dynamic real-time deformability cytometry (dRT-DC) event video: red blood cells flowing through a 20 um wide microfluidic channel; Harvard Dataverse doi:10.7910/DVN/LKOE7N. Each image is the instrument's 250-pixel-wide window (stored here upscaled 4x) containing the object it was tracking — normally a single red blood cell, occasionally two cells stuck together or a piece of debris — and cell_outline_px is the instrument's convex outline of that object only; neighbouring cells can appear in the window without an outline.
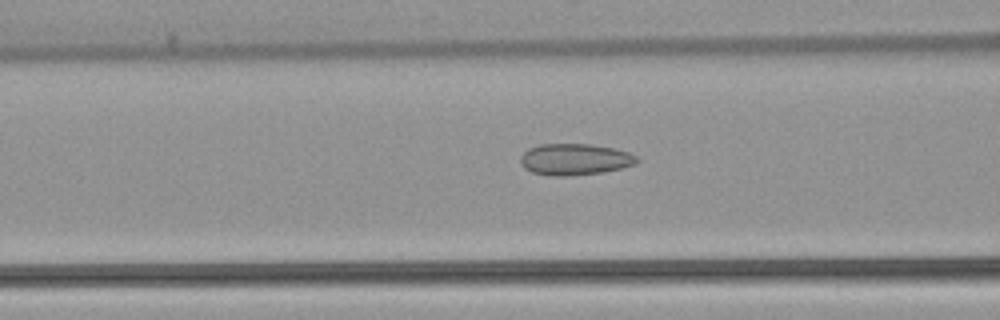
{"species": "common noctule bat (a hibernating species)", "species_latin": "Nyctalus noctula", "temperature_condition": "warm", "stored_images_in_passage": 53, "camera_frame_rate_fps": 3000, "um_per_image_px": 0.085, "animal": {"sex": "female", "body_mass_g": 22.7, "forearm_length_mm": 54.2}, "frame": {"image": 1, "passage_image": 21, "time_ms": 6.667, "image_size_px": [1000, 320], "cell_outline_px": [[640, 160], [636, 164], [604, 172], [568, 176], [552, 176], [532, 172], [524, 168], [520, 164], [520, 156], [528, 148], [540, 144], [592, 144], [612, 148], [628, 152], [636, 156]], "centroid_in_image_um": [48.84, 13.55], "position_along_channel_um": 117.8, "area_um2": 21.44}}
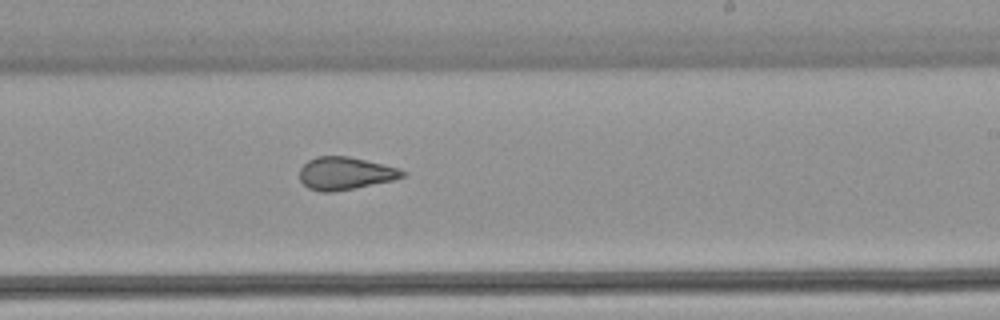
{"frame": {"image": 2, "passage_image": 32, "time_ms": 10.333, "image_size_px": [1000, 320], "cell_outline_px": [[408, 172], [404, 176], [392, 180], [356, 188], [332, 192], [320, 192], [308, 188], [300, 180], [300, 168], [308, 160], [316, 156], [348, 156], [384, 164], [400, 168]], "centroid_in_image_um": [29.35, 14.73], "position_along_channel_um": 259.6, "area_um2": 19.71}}
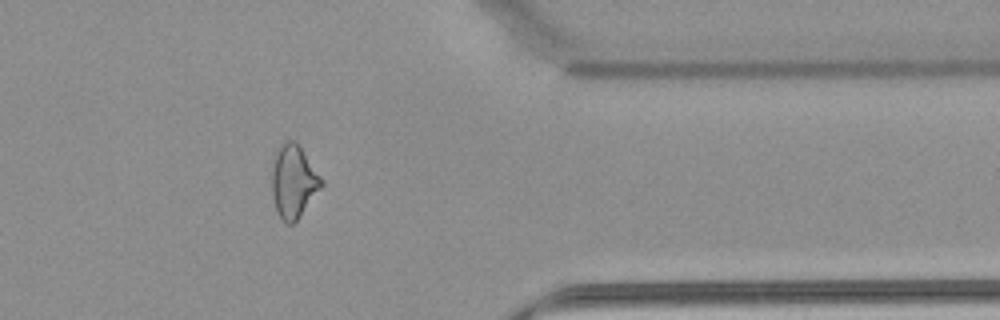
{"frame": {"image": 3, "passage_image": 43, "time_ms": 14.0, "image_size_px": [1000, 320], "cell_outline_px": [[324, 184], [296, 220], [292, 224], [288, 224], [280, 216], [276, 208], [272, 196], [272, 160], [276, 148], [280, 144], [288, 140], [296, 140], [324, 180]], "centroid_in_image_um": [24.94, 15.35], "position_along_channel_um": 386.5, "area_um2": 21.1}, "authors_computed_cell_mechanics": {"area_um2": 21.675, "velocity_mm_per_s": 3.8715, "shape_relaxation_time_tau1_ms": null, "shape_relaxation_time_tau2_ms": 1.6664, "deformation_change_tau1": null, "deformation_change_tau2": 0.0834}}